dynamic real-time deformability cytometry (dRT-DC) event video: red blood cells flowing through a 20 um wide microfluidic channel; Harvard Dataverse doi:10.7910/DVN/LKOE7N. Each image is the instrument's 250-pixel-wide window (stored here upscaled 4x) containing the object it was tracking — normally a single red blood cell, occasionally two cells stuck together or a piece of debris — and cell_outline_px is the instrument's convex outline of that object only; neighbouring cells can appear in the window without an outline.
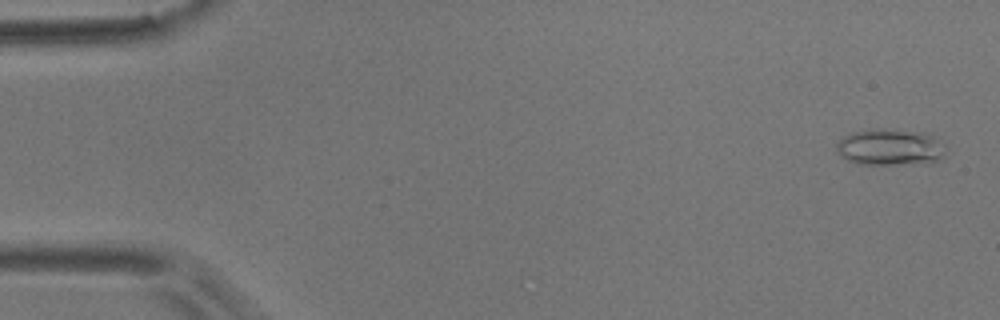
{"species": "common noctule bat (a hibernating species)", "species_latin": "Nyctalus noctula", "temperature_condition": "room temperature", "stored_images_in_passage": 4, "camera_frame_rate_fps": 3000, "um_per_image_px": 0.085, "animal": {"sex": "male", "body_mass_g": 17.9}, "frame": {"image": 1, "passage_image": 1, "time_ms": 0.0, "image_size_px": [1000, 320], "cell_outline_px": [[944, 156], [940, 160], [932, 164], [856, 164], [840, 156], [836, 152], [836, 144], [848, 132], [872, 128], [880, 128], [924, 132], [936, 136], [944, 152]], "centroid_in_image_um": [75.63, 12.51], "position_along_channel_um": 9.4, "area_um2": 23.76}}